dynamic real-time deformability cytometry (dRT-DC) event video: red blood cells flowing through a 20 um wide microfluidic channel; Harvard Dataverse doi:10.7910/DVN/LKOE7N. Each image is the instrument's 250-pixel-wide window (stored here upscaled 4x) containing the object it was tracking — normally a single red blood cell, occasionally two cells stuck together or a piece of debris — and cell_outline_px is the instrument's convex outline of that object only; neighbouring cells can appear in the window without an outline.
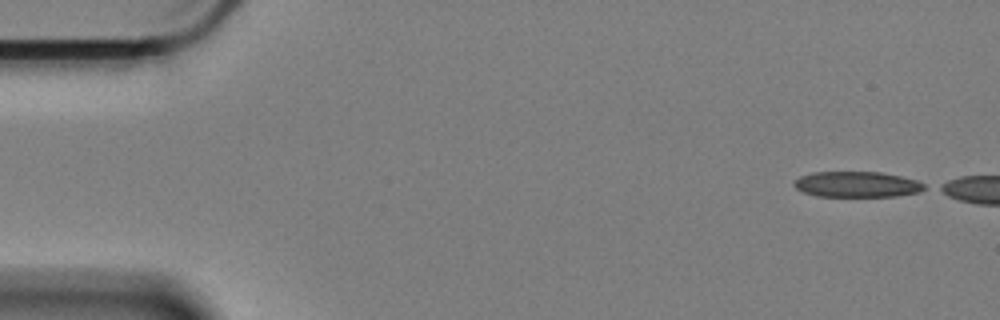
{"species": "Egyptian fruit bat (a non-hibernating species)", "species_latin": "Rousettus aegyptiacus", "temperature_condition": "cold", "stored_images_in_passage": 11, "camera_frame_rate_fps": 3000, "um_per_image_px": 0.085, "animal": {"sex": "female"}, "frame": {"image": 1, "passage_image": 1, "time_ms": 0.0, "image_size_px": [1000, 320], "cell_outline_px": [[928, 188], [920, 192], [896, 196], [816, 196], [804, 192], [796, 188], [792, 184], [800, 176], [812, 172], [880, 172], [900, 176], [916, 180], [924, 184]], "centroid_in_image_um": [72.85, 15.67], "position_along_channel_um": 12.1, "area_um2": 19.48}}